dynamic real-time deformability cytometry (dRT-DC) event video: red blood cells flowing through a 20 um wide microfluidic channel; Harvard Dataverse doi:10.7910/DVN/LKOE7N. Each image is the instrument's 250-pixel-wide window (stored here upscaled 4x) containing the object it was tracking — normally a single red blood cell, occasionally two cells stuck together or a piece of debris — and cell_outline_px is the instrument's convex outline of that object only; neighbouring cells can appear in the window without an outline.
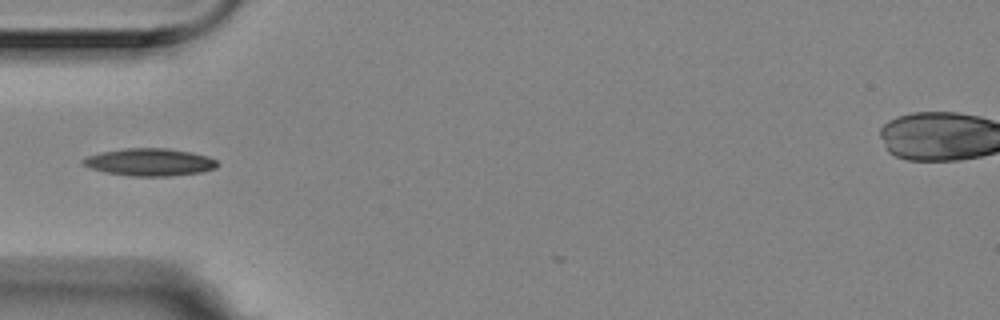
{"species": "Egyptian fruit bat (a non-hibernating species)", "species_latin": "Rousettus aegyptiacus", "temperature_condition": "room temperature", "stored_images_in_passage": 1, "camera_frame_rate_fps": 3000, "um_per_image_px": 0.085, "animal": {"sex": "female"}, "frame": {"image": 1, "passage_image": 1, "time_ms": 0.0, "image_size_px": [1000, 320], "cell_outline_px": [[220, 164], [216, 168], [200, 172], [168, 176], [132, 176], [104, 172], [92, 168], [84, 164], [80, 160], [88, 156], [100, 152], [124, 148], [168, 148], [192, 152], [208, 156], [216, 160]], "centroid_in_image_um": [12.75, 13.77], "position_along_channel_um": 72.3, "area_um2": 21.5}}